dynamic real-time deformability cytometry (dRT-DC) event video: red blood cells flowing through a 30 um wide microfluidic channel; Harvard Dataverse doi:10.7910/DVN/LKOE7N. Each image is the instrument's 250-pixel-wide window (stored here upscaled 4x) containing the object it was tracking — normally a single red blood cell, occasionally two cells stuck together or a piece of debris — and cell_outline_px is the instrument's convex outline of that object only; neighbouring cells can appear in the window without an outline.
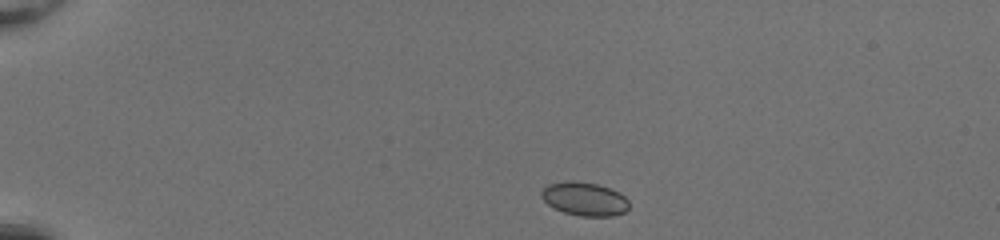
{"species": "common noctule bat (a hibernating species)", "species_latin": "Nyctalus noctula", "temperature_condition": "room temperature", "stored_images_in_passage": 40, "camera_frame_rate_fps": 3000, "um_per_image_px": 0.085, "animal": {"sex": "female", "body_mass_g": 20.0, "forearm_length_mm": 54.0}, "frame": {"image": 1, "passage_image": 1, "time_ms": 0.0, "image_size_px": [1000, 240], "cell_outline_px": [[628, 208], [624, 212], [612, 216], [580, 216], [564, 212], [548, 204], [540, 196], [540, 192], [548, 184], [564, 180], [572, 180], [596, 184], [608, 188], [624, 196], [628, 200]], "centroid_in_image_um": [49.65, 16.9], "position_along_channel_um": 35.4, "area_um2": 16.99}}
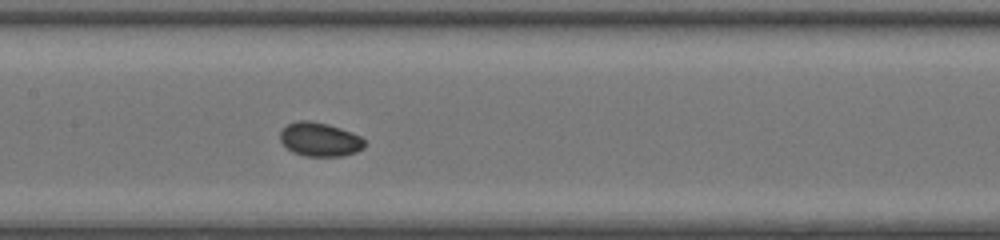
{"frame": {"image": 2, "passage_image": 17, "time_ms": 5.333, "image_size_px": [1000, 240], "cell_outline_px": [[364, 148], [356, 152], [344, 156], [304, 156], [292, 152], [280, 140], [280, 132], [288, 124], [296, 120], [308, 120], [328, 124], [340, 128], [360, 136], [364, 140]], "centroid_in_image_um": [27.18, 11.85], "position_along_channel_um": 180.2, "area_um2": 16.65}}
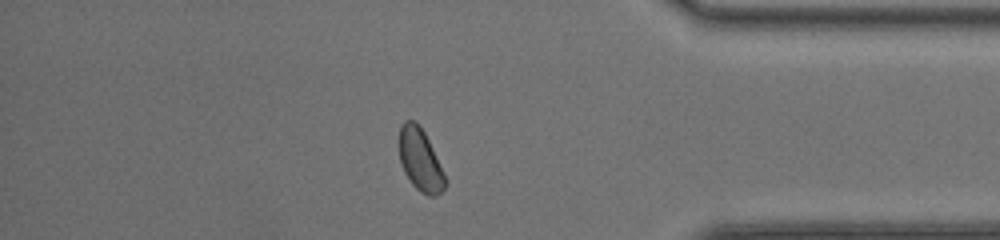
{"frame": {"image": 3, "passage_image": 34, "time_ms": 11.0, "image_size_px": [1000, 240], "cell_outline_px": [[448, 184], [436, 196], [428, 196], [420, 192], [412, 184], [404, 172], [400, 160], [400, 124], [404, 120], [416, 120], [424, 132], [448, 180]], "centroid_in_image_um": [35.74, 13.61], "position_along_channel_um": 399.5, "area_um2": 16.7}, "authors_computed_cell_mechanics": {"area_um2": 16.6464, "velocity_mm_per_s": 4.201, "shape_relaxation_time_tau1_ms": 4.4874, "shape_relaxation_time_tau2_ms": null, "deformation_change_tau1": 0.0518, "deformation_change_tau2": null}}